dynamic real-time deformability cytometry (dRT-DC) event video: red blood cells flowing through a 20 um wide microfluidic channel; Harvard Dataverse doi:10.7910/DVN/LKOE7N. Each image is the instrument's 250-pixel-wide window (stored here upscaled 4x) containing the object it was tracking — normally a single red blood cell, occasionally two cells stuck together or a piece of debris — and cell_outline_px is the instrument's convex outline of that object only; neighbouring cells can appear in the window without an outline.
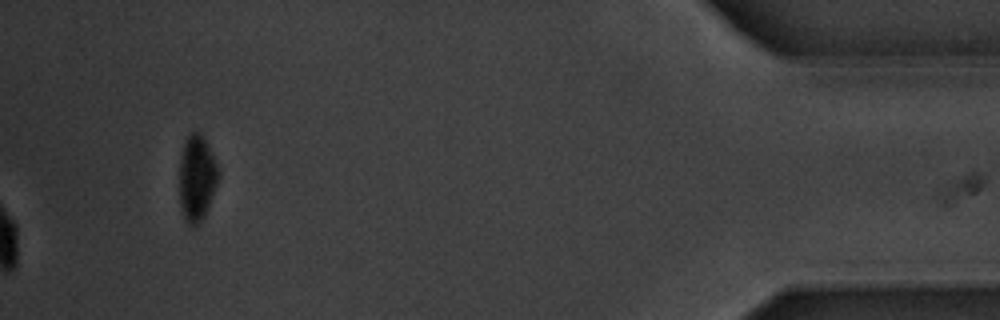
{"species": "common noctule bat (a hibernating species)", "species_latin": "Nyctalus noctula", "temperature_condition": "warm", "stored_images_in_passage": 54, "camera_frame_rate_fps": 3000, "um_per_image_px": 0.085, "animal": {"sex": "male", "body_mass_g": 20.1, "forearm_length_mm": 53.5}, "frame": {"image": 1, "passage_image": 54, "time_ms": 17.667, "image_size_px": [1000, 320], "cell_outline_px": [[216, 184], [208, 208], [204, 216], [196, 224], [188, 224], [184, 220], [180, 204], [180, 152], [184, 140], [196, 128], [200, 132], [216, 164]], "centroid_in_image_um": [16.67, 15.11], "position_along_channel_um": 418.5, "area_um2": 18.96}, "authors_computed_cell_mechanics": {"area_um2": 25.6343, "velocity_mm_per_s": 3.5766, "shape_relaxation_time_tau1_ms": 1.8261, "shape_relaxation_time_tau2_ms": null, "deformation_change_tau1": 0.1236, "deformation_change_tau2": null}}